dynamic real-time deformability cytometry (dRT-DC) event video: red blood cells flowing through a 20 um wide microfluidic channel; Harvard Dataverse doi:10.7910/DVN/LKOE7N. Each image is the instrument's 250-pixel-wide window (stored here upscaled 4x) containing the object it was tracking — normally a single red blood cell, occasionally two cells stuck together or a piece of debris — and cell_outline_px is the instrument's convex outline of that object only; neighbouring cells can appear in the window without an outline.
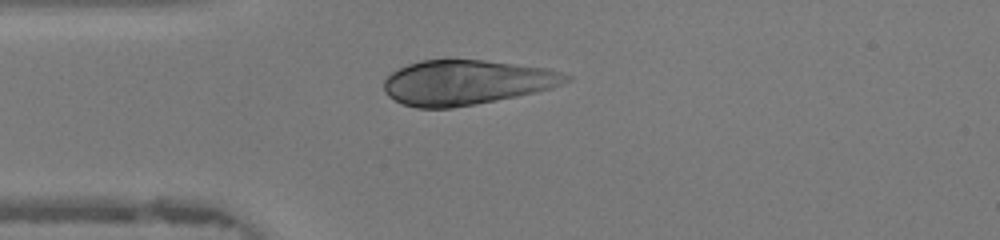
{"species": "human", "species_latin": "Homo sapiens", "temperature_condition": "warm", "stored_images_in_passage": 45, "camera_frame_rate_fps": 3000, "um_per_image_px": 0.085, "donor": {"sex": "female"}, "frame": {"image": 1, "passage_image": 11, "time_ms": 3.333, "image_size_px": [1000, 240], "cell_outline_px": [[572, 80], [552, 88], [536, 92], [476, 104], [452, 108], [416, 108], [404, 104], [388, 96], [384, 88], [384, 80], [392, 72], [408, 64], [420, 60], [484, 60], [548, 68], [572, 76]], "centroid_in_image_um": [39.67, 7.0], "position_along_channel_um": 45.3, "area_um2": 47.45}}
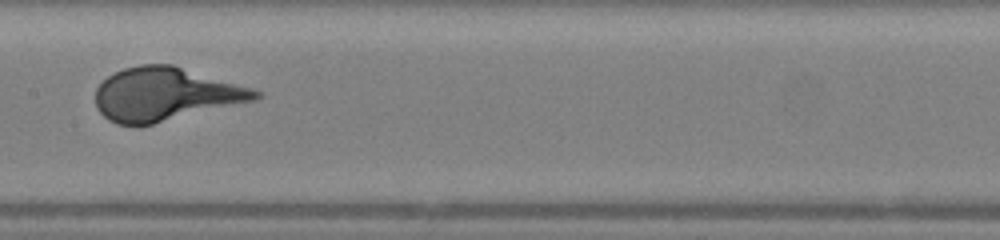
{"frame": {"image": 2, "passage_image": 22, "time_ms": 7.0, "image_size_px": [1000, 240], "cell_outline_px": [[264, 96], [256, 100], [152, 124], [116, 124], [108, 120], [96, 108], [96, 88], [108, 76], [124, 68], [140, 64], [172, 64], [252, 88], [264, 92]], "centroid_in_image_um": [14.08, 8.0], "position_along_channel_um": 193.3, "area_um2": 49.42}}
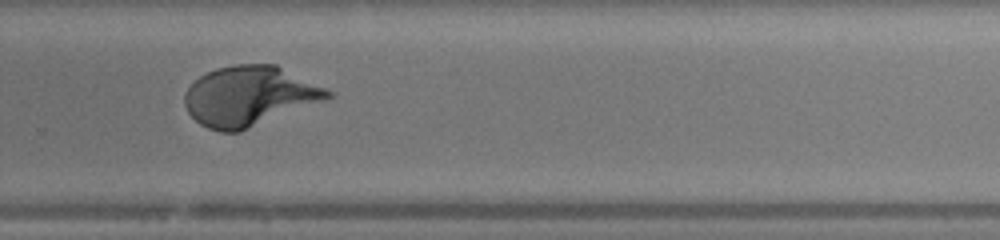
{"frame": {"image": 3, "passage_image": 30, "time_ms": 9.667, "image_size_px": [1000, 240], "cell_outline_px": [[332, 96], [324, 100], [240, 132], [220, 132], [208, 128], [200, 124], [188, 112], [184, 104], [184, 96], [188, 88], [200, 76], [216, 68], [236, 64], [276, 64], [332, 92]], "centroid_in_image_um": [21.16, 8.17], "position_along_channel_um": 308.6, "area_um2": 49.36}}